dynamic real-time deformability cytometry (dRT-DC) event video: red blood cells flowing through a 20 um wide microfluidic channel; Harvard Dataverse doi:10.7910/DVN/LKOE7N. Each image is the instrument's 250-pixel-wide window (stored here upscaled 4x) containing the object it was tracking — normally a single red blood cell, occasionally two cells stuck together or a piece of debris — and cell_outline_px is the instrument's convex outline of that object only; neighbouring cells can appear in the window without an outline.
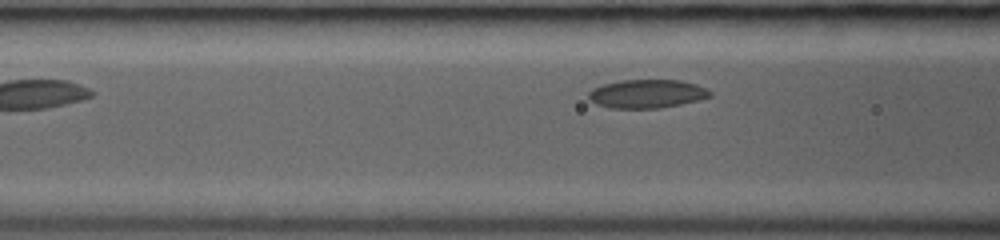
{"species": "common noctule bat (a hibernating species)", "species_latin": "Nyctalus noctula", "temperature_condition": "room temperature", "stored_images_in_passage": 7, "camera_frame_rate_fps": 3000, "um_per_image_px": 0.085, "animal": {"sex": "female", "body_mass_g": 19.0, "forearm_length_mm": 53.3}, "frame": {"image": 1, "passage_image": 7, "time_ms": 3.667, "image_size_px": [1000, 240], "cell_outline_px": [[712, 96], [680, 104], [660, 108], [612, 108], [596, 104], [588, 96], [588, 92], [592, 88], [604, 84], [620, 80], [680, 80], [696, 84], [708, 88], [712, 92]], "centroid_in_image_um": [55.0, 7.96], "position_along_channel_um": 111.6, "area_um2": 20.17}}